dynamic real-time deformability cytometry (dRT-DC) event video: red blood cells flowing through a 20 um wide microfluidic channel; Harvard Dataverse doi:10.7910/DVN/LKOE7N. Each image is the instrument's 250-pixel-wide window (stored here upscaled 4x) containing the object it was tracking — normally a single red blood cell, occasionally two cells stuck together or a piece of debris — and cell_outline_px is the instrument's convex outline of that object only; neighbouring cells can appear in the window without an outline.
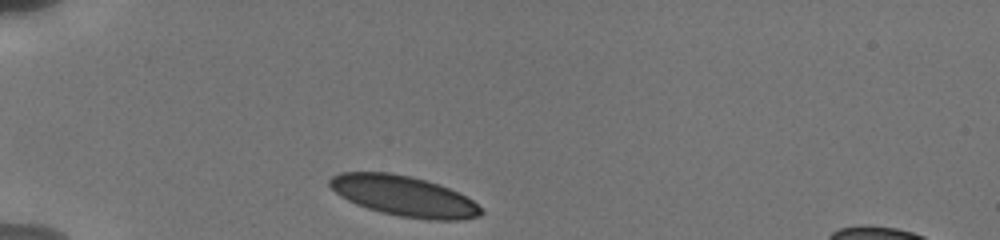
{"species": "human", "species_latin": "Homo sapiens", "temperature_condition": "cold", "stored_images_in_passage": 8, "camera_frame_rate_fps": 3000, "um_per_image_px": 0.085, "donor": {"sex": "male"}, "frame": {"image": 1, "passage_image": 1, "time_ms": 0.0, "image_size_px": [1000, 240], "cell_outline_px": [[484, 212], [480, 216], [460, 220], [428, 220], [400, 216], [380, 212], [356, 204], [340, 196], [328, 184], [328, 180], [332, 176], [340, 172], [388, 172], [412, 176], [440, 184], [472, 200]], "centroid_in_image_um": [34.31, 16.66], "position_along_channel_um": 50.7, "area_um2": 35.55}}
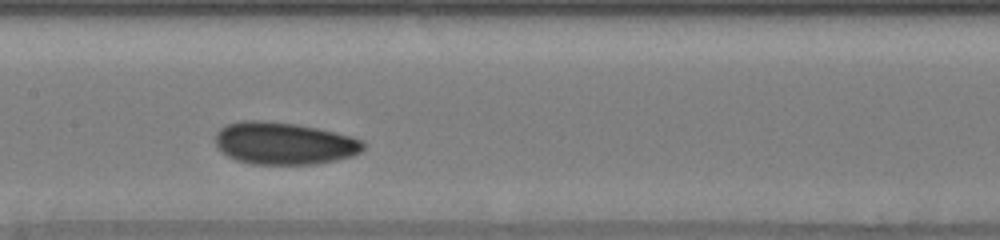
{"frame": {"image": 2, "passage_image": 7, "time_ms": 4.333, "image_size_px": [1000, 240], "cell_outline_px": [[364, 148], [360, 152], [352, 156], [336, 160], [316, 164], [252, 164], [236, 160], [220, 152], [216, 144], [216, 132], [220, 128], [228, 124], [240, 120], [264, 120], [296, 124], [316, 128], [352, 136], [364, 140]], "centroid_in_image_um": [24.13, 12.18], "position_along_channel_um": 183.3, "area_um2": 36.65}}
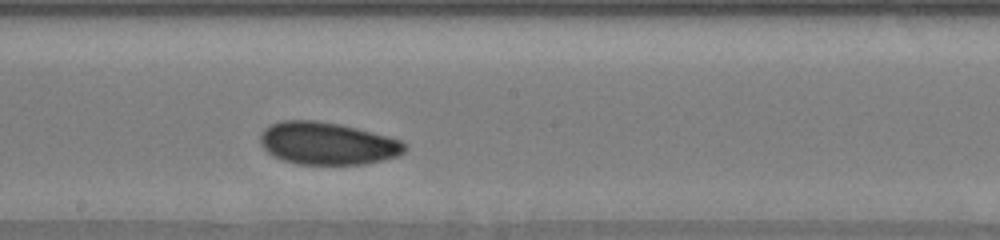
{"frame": {"image": 3, "passage_image": 8, "time_ms": 5.333, "image_size_px": [1000, 240], "cell_outline_px": [[408, 148], [400, 156], [364, 164], [296, 164], [272, 156], [260, 144], [260, 132], [268, 124], [280, 120], [316, 120], [340, 124], [388, 136], [400, 140], [408, 144]], "centroid_in_image_um": [27.82, 12.18], "position_along_channel_um": 220.4, "area_um2": 36.13}}